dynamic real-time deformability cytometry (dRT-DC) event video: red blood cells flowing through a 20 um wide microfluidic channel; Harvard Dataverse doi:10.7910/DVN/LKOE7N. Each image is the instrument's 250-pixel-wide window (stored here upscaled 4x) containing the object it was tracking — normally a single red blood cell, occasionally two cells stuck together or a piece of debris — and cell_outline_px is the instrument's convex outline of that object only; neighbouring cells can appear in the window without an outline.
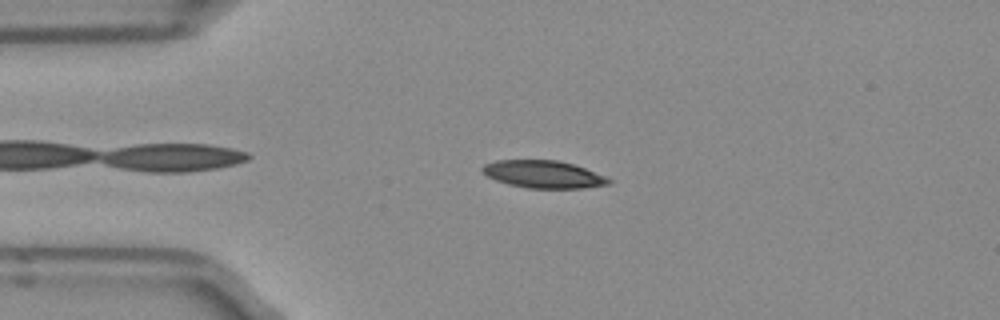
{"species": "Egyptian fruit bat (a non-hibernating species)", "species_latin": "Rousettus aegyptiacus", "temperature_condition": "room temperature", "stored_images_in_passage": 42, "camera_frame_rate_fps": 3000, "um_per_image_px": 0.085, "frame": {"image": 1, "passage_image": 7, "time_ms": 2.0, "image_size_px": [1000, 320], "cell_outline_px": [[612, 184], [584, 188], [528, 188], [508, 184], [496, 180], [480, 172], [480, 168], [484, 164], [496, 160], [556, 160], [572, 164], [584, 168], [604, 176], [612, 180]], "centroid_in_image_um": [46.16, 14.82], "position_along_channel_um": 38.8, "area_um2": 20.23}}
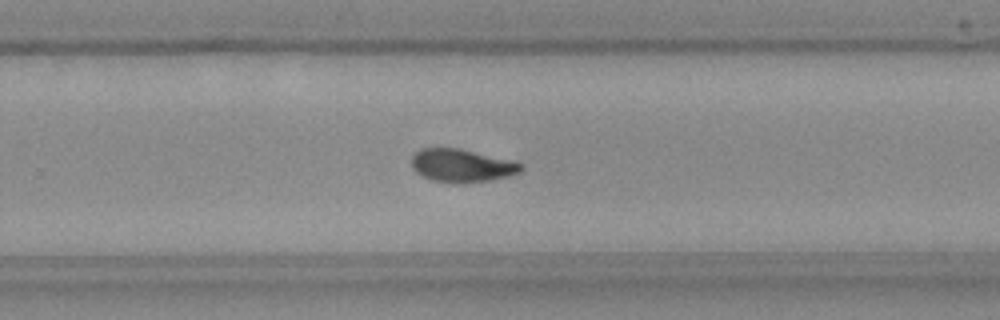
{"frame": {"image": 2, "passage_image": 28, "time_ms": 9.0, "image_size_px": [1000, 320], "cell_outline_px": [[524, 168], [520, 172], [508, 176], [488, 180], [432, 180], [416, 172], [412, 168], [412, 156], [420, 148], [460, 148], [524, 164]], "centroid_in_image_um": [39.24, 14.02], "position_along_channel_um": 290.6, "area_um2": 20.11}}
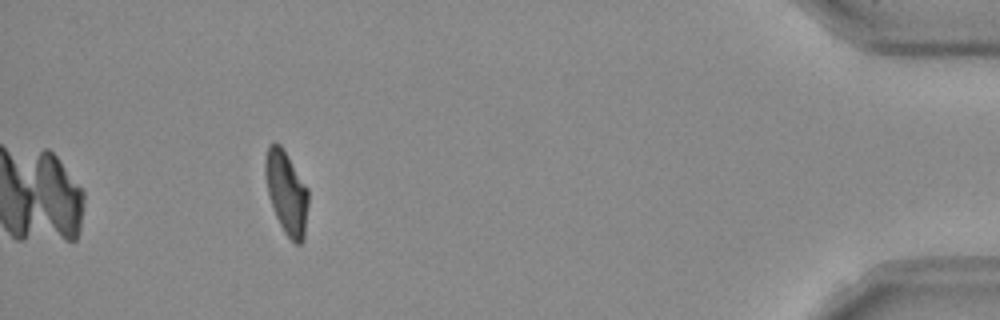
{"frame": {"image": 3, "passage_image": 42, "time_ms": 13.667, "image_size_px": [1000, 320], "cell_outline_px": [[308, 204], [304, 240], [300, 244], [296, 244], [284, 232], [276, 216], [268, 192], [264, 172], [264, 160], [268, 144], [280, 144], [308, 188]], "centroid_in_image_um": [24.35, 16.37], "position_along_channel_um": 410.8, "area_um2": 20.63}, "authors_computed_cell_mechanics": {"area_um2": 21.0103, "velocity_mm_per_s": 3.9553, "shape_relaxation_time_tau1_ms": 5.0002, "shape_relaxation_time_tau2_ms": 2.3985, "deformation_change_tau1": 0.1673, "deformation_change_tau2": 0.0668}}